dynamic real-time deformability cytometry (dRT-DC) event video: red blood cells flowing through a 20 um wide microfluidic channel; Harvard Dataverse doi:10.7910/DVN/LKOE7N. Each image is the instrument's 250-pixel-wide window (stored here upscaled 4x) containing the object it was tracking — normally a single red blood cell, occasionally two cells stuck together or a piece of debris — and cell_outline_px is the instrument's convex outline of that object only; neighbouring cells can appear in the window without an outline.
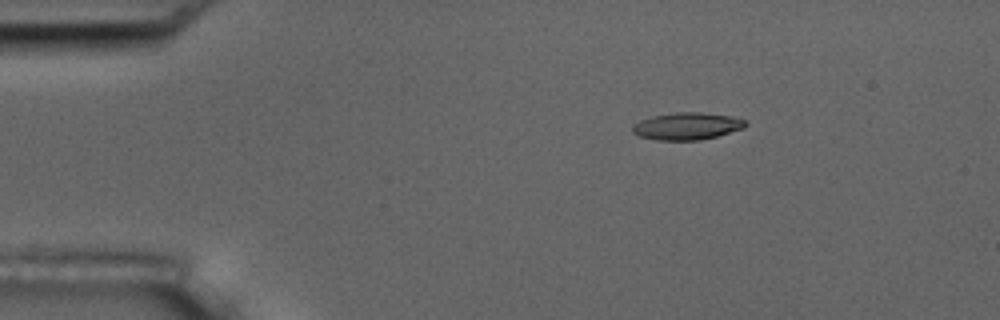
{"species": "common noctule bat (a hibernating species)", "species_latin": "Nyctalus noctula", "temperature_condition": "room temperature", "stored_images_in_passage": 3, "camera_frame_rate_fps": 3000, "um_per_image_px": 0.085, "animal": {"sex": "male", "body_mass_g": 17.5, "forearm_length_mm": 52.3}, "frame": {"image": 1, "passage_image": 1, "time_ms": 0.0, "image_size_px": [1000, 320], "cell_outline_px": [[748, 124], [744, 128], [716, 136], [700, 140], [656, 140], [640, 136], [632, 132], [632, 124], [640, 120], [652, 116], [676, 112], [700, 112], [732, 116], [748, 120]], "centroid_in_image_um": [58.41, 10.71], "position_along_channel_um": 26.6, "area_um2": 18.03}}